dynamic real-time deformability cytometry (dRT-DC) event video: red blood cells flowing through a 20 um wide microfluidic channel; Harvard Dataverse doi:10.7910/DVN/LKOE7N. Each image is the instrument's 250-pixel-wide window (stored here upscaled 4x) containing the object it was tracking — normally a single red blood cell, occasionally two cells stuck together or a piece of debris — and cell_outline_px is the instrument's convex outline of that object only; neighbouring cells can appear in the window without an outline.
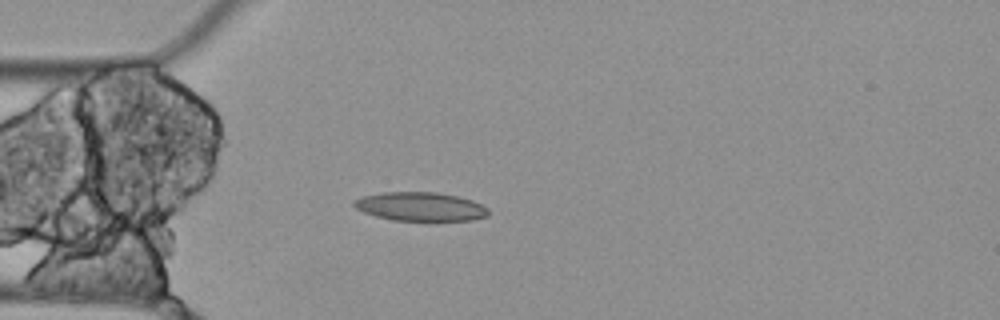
{"species": "Egyptian fruit bat (a non-hibernating species)", "species_latin": "Rousettus aegyptiacus", "temperature_condition": "cold", "stored_images_in_passage": 5, "camera_frame_rate_fps": 3000, "um_per_image_px": 0.085, "animal": {"sex": "female"}, "frame": {"image": 1, "passage_image": 5, "time_ms": 1.333, "image_size_px": [1000, 320], "cell_outline_px": [[488, 216], [472, 220], [392, 220], [376, 216], [364, 212], [356, 208], [352, 204], [352, 200], [364, 196], [384, 192], [436, 192], [456, 196], [472, 200], [488, 208]], "centroid_in_image_um": [35.72, 17.55], "position_along_channel_um": 49.3, "area_um2": 22.37}}